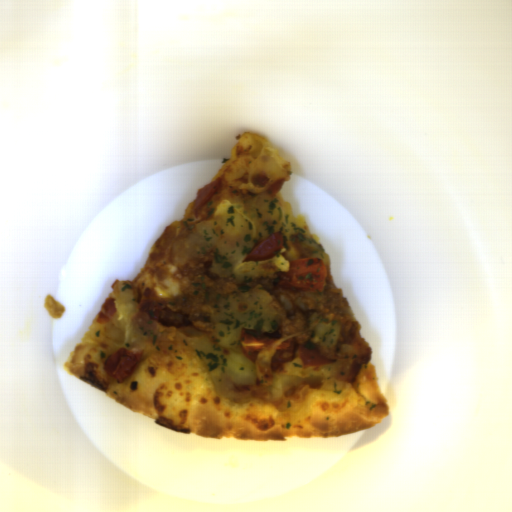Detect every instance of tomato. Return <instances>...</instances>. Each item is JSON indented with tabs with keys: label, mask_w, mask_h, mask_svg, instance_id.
<instances>
[{
	"label": "tomato",
	"mask_w": 512,
	"mask_h": 512,
	"mask_svg": "<svg viewBox=\"0 0 512 512\" xmlns=\"http://www.w3.org/2000/svg\"><path fill=\"white\" fill-rule=\"evenodd\" d=\"M327 269L320 258L291 260L289 272H277L275 285L292 291H323Z\"/></svg>",
	"instance_id": "tomato-1"
},
{
	"label": "tomato",
	"mask_w": 512,
	"mask_h": 512,
	"mask_svg": "<svg viewBox=\"0 0 512 512\" xmlns=\"http://www.w3.org/2000/svg\"><path fill=\"white\" fill-rule=\"evenodd\" d=\"M294 359H300L303 365L307 367H320L331 364V360L322 355L315 348L301 346L295 337H289L284 340L277 348L271 362L272 371H277L281 366Z\"/></svg>",
	"instance_id": "tomato-2"
},
{
	"label": "tomato",
	"mask_w": 512,
	"mask_h": 512,
	"mask_svg": "<svg viewBox=\"0 0 512 512\" xmlns=\"http://www.w3.org/2000/svg\"><path fill=\"white\" fill-rule=\"evenodd\" d=\"M141 357V351H130L120 347L104 363V373L112 376L116 383L124 382L128 374L141 361Z\"/></svg>",
	"instance_id": "tomato-3"
},
{
	"label": "tomato",
	"mask_w": 512,
	"mask_h": 512,
	"mask_svg": "<svg viewBox=\"0 0 512 512\" xmlns=\"http://www.w3.org/2000/svg\"><path fill=\"white\" fill-rule=\"evenodd\" d=\"M281 337H283L281 329L274 332L242 330L239 344L243 354L253 363H257L259 353Z\"/></svg>",
	"instance_id": "tomato-4"
},
{
	"label": "tomato",
	"mask_w": 512,
	"mask_h": 512,
	"mask_svg": "<svg viewBox=\"0 0 512 512\" xmlns=\"http://www.w3.org/2000/svg\"><path fill=\"white\" fill-rule=\"evenodd\" d=\"M284 237L282 233H274L262 240L245 257L246 261H261L271 259L279 253L283 247Z\"/></svg>",
	"instance_id": "tomato-5"
},
{
	"label": "tomato",
	"mask_w": 512,
	"mask_h": 512,
	"mask_svg": "<svg viewBox=\"0 0 512 512\" xmlns=\"http://www.w3.org/2000/svg\"><path fill=\"white\" fill-rule=\"evenodd\" d=\"M220 187V181L214 180L210 184L206 185L205 187L197 190V195L193 201L192 208L195 210H199L202 208L205 204L209 202L211 197L214 195V193L218 190Z\"/></svg>",
	"instance_id": "tomato-6"
},
{
	"label": "tomato",
	"mask_w": 512,
	"mask_h": 512,
	"mask_svg": "<svg viewBox=\"0 0 512 512\" xmlns=\"http://www.w3.org/2000/svg\"><path fill=\"white\" fill-rule=\"evenodd\" d=\"M116 312V298L108 296L101 304L93 322L106 323L108 322Z\"/></svg>",
	"instance_id": "tomato-7"
}]
</instances>
